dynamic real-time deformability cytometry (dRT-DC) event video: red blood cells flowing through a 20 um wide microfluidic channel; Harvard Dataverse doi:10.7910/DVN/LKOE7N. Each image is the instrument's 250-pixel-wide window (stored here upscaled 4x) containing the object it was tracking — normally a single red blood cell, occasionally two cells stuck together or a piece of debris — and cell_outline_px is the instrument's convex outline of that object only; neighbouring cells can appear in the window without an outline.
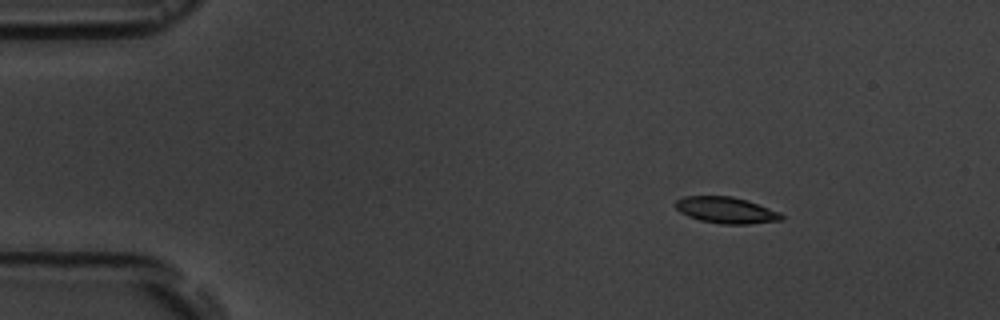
{"species": "common noctule bat (a hibernating species)", "species_latin": "Nyctalus noctula", "temperature_condition": "room temperature", "stored_images_in_passage": 6, "camera_frame_rate_fps": 3000, "um_per_image_px": 0.085, "animal": {"sex": "male", "body_mass_g": 19.5, "forearm_length_mm": 54.6}, "frame": {"image": 1, "passage_image": 2, "time_ms": 1.0, "image_size_px": [1000, 320], "cell_outline_px": [[784, 220], [748, 224], [720, 224], [700, 220], [688, 216], [680, 212], [672, 204], [676, 200], [684, 196], [732, 196], [780, 212], [784, 216]], "centroid_in_image_um": [61.68, 17.87], "position_along_channel_um": 23.3, "area_um2": 16.24}}
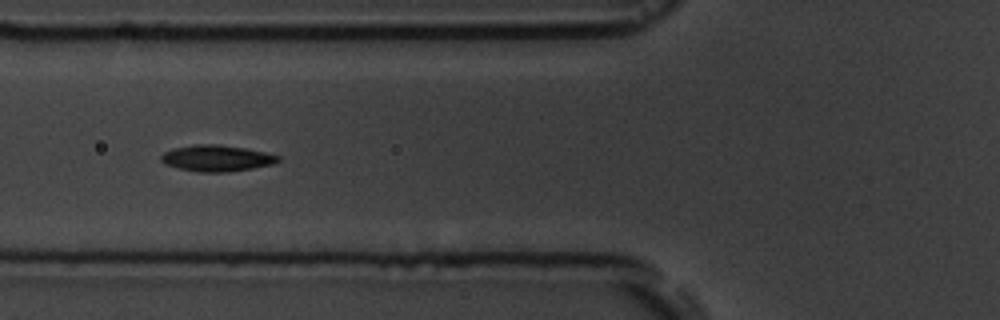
{"frame": {"image": 2, "passage_image": 5, "time_ms": 5.333, "image_size_px": [1000, 320], "cell_outline_px": [[280, 160], [272, 164], [252, 168], [228, 172], [200, 172], [180, 168], [164, 164], [160, 160], [160, 156], [164, 152], [172, 148], [196, 144], [220, 144], [244, 148], [264, 152], [280, 156]], "centroid_in_image_um": [18.39, 13.44], "position_along_channel_um": 107.4, "area_um2": 17.86}}
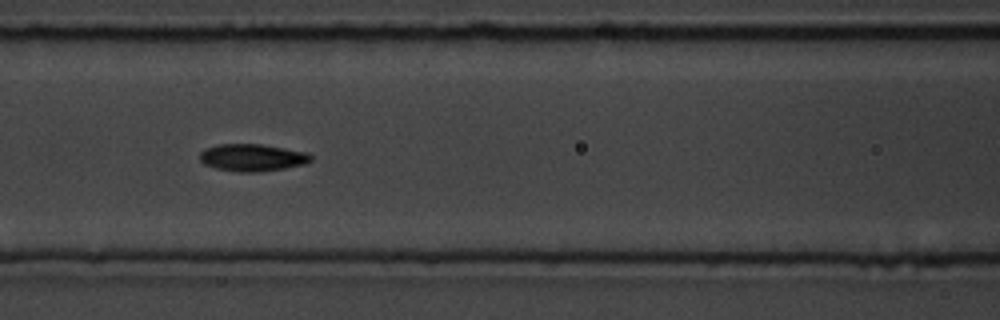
{"frame": {"image": 3, "passage_image": 6, "time_ms": 6.333, "image_size_px": [1000, 320], "cell_outline_px": [[312, 160], [304, 164], [284, 168], [260, 172], [240, 172], [216, 168], [204, 164], [200, 160], [200, 152], [204, 148], [220, 144], [260, 144], [308, 152], [312, 156]], "centroid_in_image_um": [21.44, 13.39], "position_along_channel_um": 145.2, "area_um2": 17.63}}